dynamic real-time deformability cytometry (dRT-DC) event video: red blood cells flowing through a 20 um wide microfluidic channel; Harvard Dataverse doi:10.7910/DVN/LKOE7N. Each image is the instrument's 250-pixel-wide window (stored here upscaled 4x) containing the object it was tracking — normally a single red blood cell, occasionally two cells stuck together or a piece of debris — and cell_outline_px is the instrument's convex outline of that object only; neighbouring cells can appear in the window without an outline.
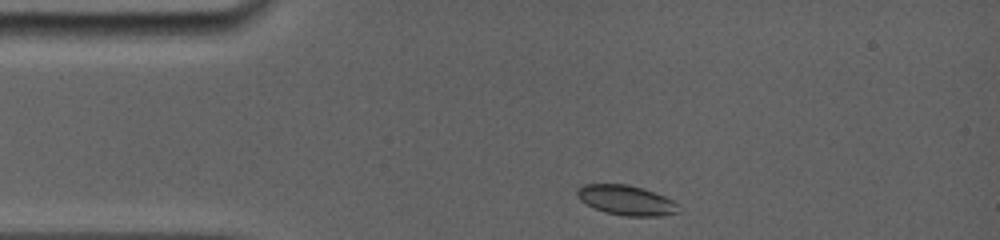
{"species": "common noctule bat (a hibernating species)", "species_latin": "Nyctalus noctula", "temperature_condition": "room temperature", "stored_images_in_passage": 6, "camera_frame_rate_fps": 5000, "um_per_image_px": 0.085, "animal": {"sex": "female", "body_mass_g": 19.0, "forearm_length_mm": 56.7}, "frame": {"image": 1, "passage_image": 1, "time_ms": 0.0, "image_size_px": [1000, 240], "cell_outline_px": [[680, 212], [660, 216], [624, 216], [604, 212], [580, 200], [576, 196], [576, 188], [584, 184], [628, 184], [664, 196], [672, 200], [676, 204]], "centroid_in_image_um": [53.19, 17.02], "position_along_channel_um": 31.8, "area_um2": 17.51}}
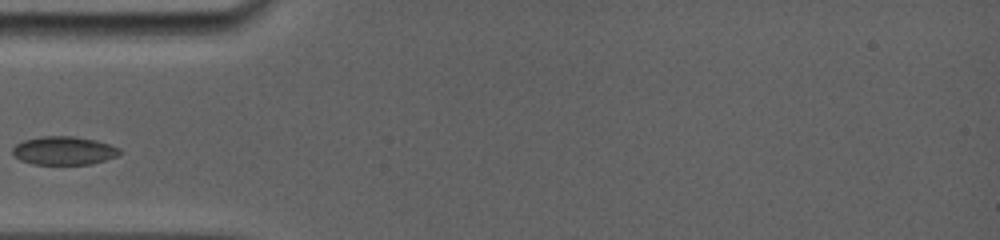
{"frame": {"image": 2, "passage_image": 4, "time_ms": 2.2, "image_size_px": [1000, 240], "cell_outline_px": [[124, 152], [116, 156], [92, 164], [32, 164], [20, 160], [12, 156], [12, 148], [16, 144], [24, 140], [40, 136], [76, 136], [96, 140], [120, 148]], "centroid_in_image_um": [5.41, 12.8], "position_along_channel_um": 79.6, "area_um2": 17.92}}
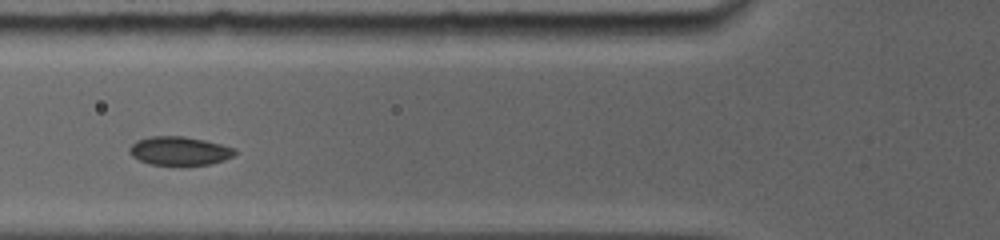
{"frame": {"image": 3, "passage_image": 5, "time_ms": 3.0, "image_size_px": [1000, 240], "cell_outline_px": [[236, 152], [232, 156], [224, 160], [208, 164], [172, 168], [148, 164], [132, 156], [128, 152], [128, 148], [136, 140], [152, 136], [184, 136], [204, 140], [236, 148]], "centroid_in_image_um": [15.21, 12.87], "position_along_channel_um": 110.6, "area_um2": 18.26}}